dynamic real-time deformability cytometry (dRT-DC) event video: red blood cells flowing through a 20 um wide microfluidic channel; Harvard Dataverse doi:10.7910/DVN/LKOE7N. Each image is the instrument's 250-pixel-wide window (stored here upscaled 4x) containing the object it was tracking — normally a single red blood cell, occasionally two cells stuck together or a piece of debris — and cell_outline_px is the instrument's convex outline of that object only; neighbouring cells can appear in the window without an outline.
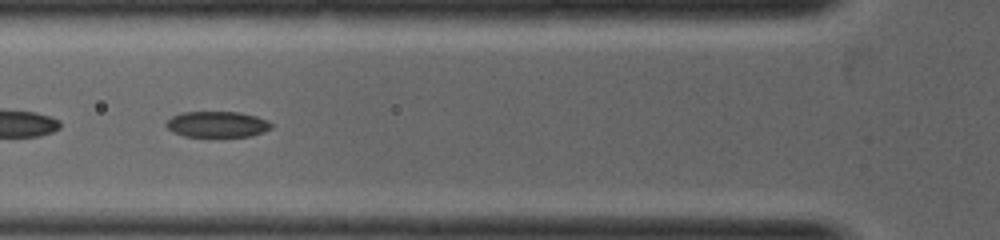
{"species": "common noctule bat (a hibernating species)", "species_latin": "Nyctalus noctula", "temperature_condition": "warm", "stored_images_in_passage": 29, "camera_frame_rate_fps": 5000, "um_per_image_px": 0.085, "animal": {"sex": "female", "body_mass_g": 19.0, "forearm_length_mm": 53.3}, "frame": {"image": 1, "passage_image": 5, "time_ms": 0.8, "image_size_px": [1000, 240], "cell_outline_px": [[272, 128], [264, 132], [252, 136], [184, 136], [172, 132], [164, 124], [172, 116], [180, 112], [240, 112], [256, 116], [268, 120], [272, 124]], "centroid_in_image_um": [18.47, 10.56], "position_along_channel_um": 107.3, "area_um2": 15.95}}
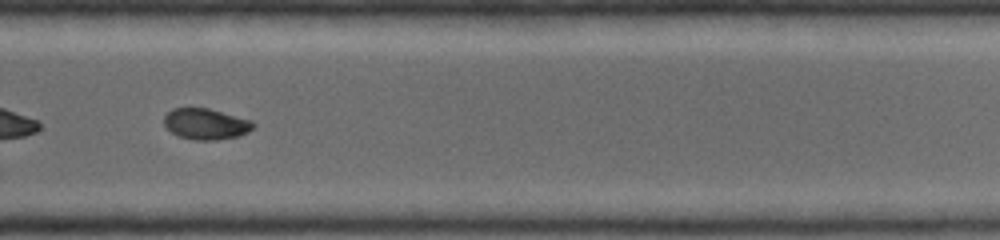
{"frame": {"image": 2, "passage_image": 17, "time_ms": 3.2, "image_size_px": [1000, 240], "cell_outline_px": [[256, 124], [248, 132], [236, 136], [216, 140], [196, 140], [180, 136], [172, 132], [164, 124], [164, 116], [172, 108], [208, 108], [252, 120]], "centroid_in_image_um": [17.5, 10.53], "position_along_channel_um": 312.3, "area_um2": 15.95}}